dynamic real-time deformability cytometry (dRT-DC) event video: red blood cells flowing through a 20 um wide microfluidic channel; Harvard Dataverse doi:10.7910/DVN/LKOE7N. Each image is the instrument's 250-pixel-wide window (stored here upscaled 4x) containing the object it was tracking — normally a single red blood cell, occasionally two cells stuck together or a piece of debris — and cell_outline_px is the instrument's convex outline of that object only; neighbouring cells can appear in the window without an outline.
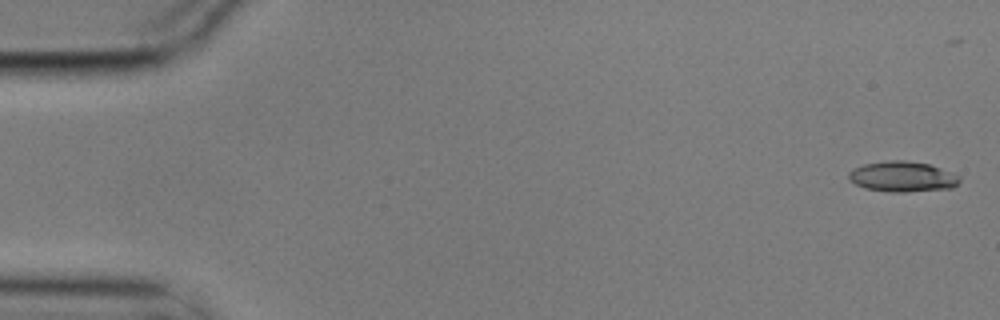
{"species": "common noctule bat (a hibernating species)", "species_latin": "Nyctalus noctula", "temperature_condition": "cold", "stored_images_in_passage": 5, "camera_frame_rate_fps": 3000, "um_per_image_px": 0.085, "animal": {"sex": "male", "body_mass_g": 17.9}, "frame": {"image": 1, "passage_image": 1, "time_ms": 0.0, "image_size_px": [1000, 320], "cell_outline_px": [[960, 180], [952, 188], [908, 192], [888, 192], [864, 188], [848, 180], [848, 172], [864, 164], [892, 160], [904, 160], [928, 164], [940, 168], [960, 176]], "centroid_in_image_um": [76.69, 15.02], "position_along_channel_um": 8.3, "area_um2": 19.59}}
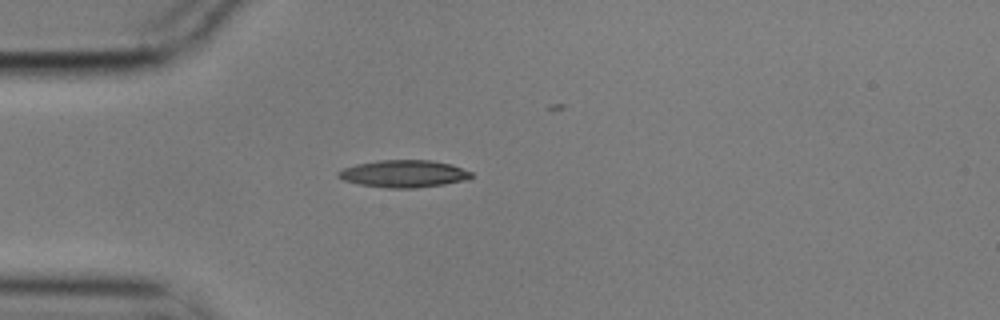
{"frame": {"image": 2, "passage_image": 5, "time_ms": 1.333, "image_size_px": [1000, 320], "cell_outline_px": [[472, 176], [468, 180], [444, 184], [416, 188], [388, 188], [360, 184], [344, 180], [336, 176], [336, 172], [344, 168], [356, 164], [380, 160], [432, 160], [452, 164], [472, 172]], "centroid_in_image_um": [34.34, 14.76], "position_along_channel_um": 50.7, "area_um2": 21.21}}